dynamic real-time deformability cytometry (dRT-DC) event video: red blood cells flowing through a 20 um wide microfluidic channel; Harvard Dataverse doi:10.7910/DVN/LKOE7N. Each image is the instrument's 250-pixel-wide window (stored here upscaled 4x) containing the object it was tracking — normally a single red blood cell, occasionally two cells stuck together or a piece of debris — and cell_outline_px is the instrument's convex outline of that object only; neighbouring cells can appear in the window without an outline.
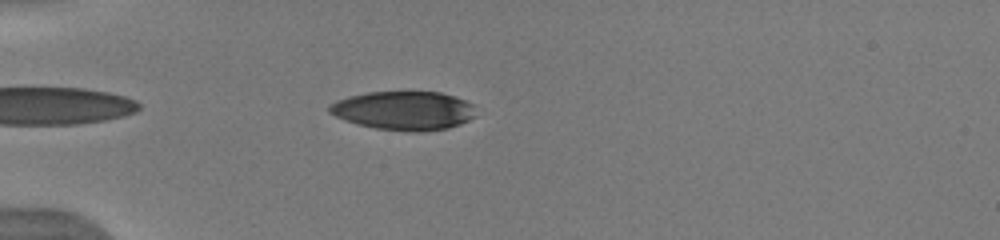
{"species": "human", "species_latin": "Homo sapiens", "temperature_condition": "warm", "stored_images_in_passage": 37, "camera_frame_rate_fps": 3000, "um_per_image_px": 0.085, "donor": {"sex": "male"}, "frame": {"image": 1, "passage_image": 7, "time_ms": 1.333, "image_size_px": [1000, 240], "cell_outline_px": [[476, 116], [460, 124], [448, 128], [416, 132], [376, 128], [344, 120], [328, 112], [328, 104], [336, 100], [348, 96], [368, 92], [440, 92], [464, 100], [472, 104]], "centroid_in_image_um": [34.3, 9.39], "position_along_channel_um": 50.7, "area_um2": 32.95}, "authors_computed_cell_mechanics": {"area_um2": 34.969, "velocity_mm_per_s": 4.0032, "shape_relaxation_time_tau1_ms": 5.6582, "shape_relaxation_time_tau2_ms": 1.2802, "deformation_change_tau1": 0.2312, "deformation_change_tau2": 0.0662}}